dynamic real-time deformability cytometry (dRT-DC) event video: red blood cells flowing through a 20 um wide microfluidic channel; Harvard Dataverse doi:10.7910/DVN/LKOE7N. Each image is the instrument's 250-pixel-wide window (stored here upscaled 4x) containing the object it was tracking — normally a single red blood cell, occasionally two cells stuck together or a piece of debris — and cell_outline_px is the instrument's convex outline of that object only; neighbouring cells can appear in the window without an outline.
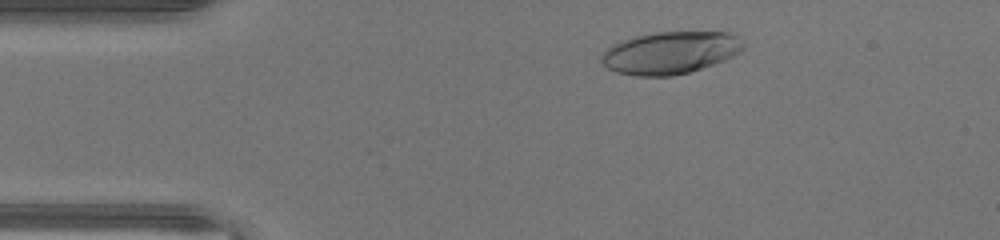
{"species": "human", "species_latin": "Homo sapiens", "temperature_condition": "warm", "stored_images_in_passage": 35, "camera_frame_rate_fps": 3000, "um_per_image_px": 0.085, "donor": {"sex": "male"}, "frame": {"image": 1, "passage_image": 5, "time_ms": 1.333, "image_size_px": [1000, 240], "cell_outline_px": [[744, 48], [740, 52], [724, 60], [688, 72], [672, 76], [636, 76], [616, 72], [608, 68], [600, 60], [600, 56], [612, 44], [636, 36], [656, 32], [728, 32], [736, 36], [744, 44]], "centroid_in_image_um": [56.96, 4.48], "position_along_channel_um": 28.0, "area_um2": 34.74}}
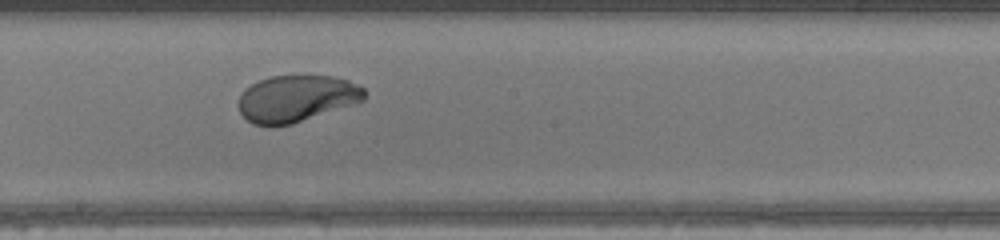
{"frame": {"image": 2, "passage_image": 22, "time_ms": 7.0, "image_size_px": [1000, 240], "cell_outline_px": [[364, 100], [292, 124], [252, 124], [240, 112], [240, 92], [244, 88], [260, 80], [272, 76], [332, 76], [348, 80], [364, 88]], "centroid_in_image_um": [25.19, 8.35], "position_along_channel_um": 223.0, "area_um2": 33.58}}
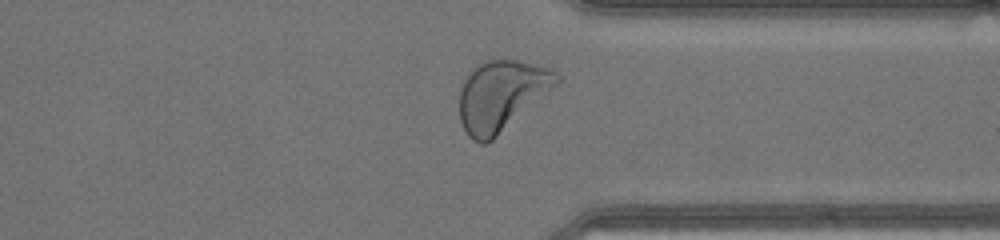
{"frame": {"image": 3, "passage_image": 32, "time_ms": 10.333, "image_size_px": [1000, 240], "cell_outline_px": [[564, 80], [492, 140], [484, 144], [480, 144], [472, 140], [468, 136], [460, 120], [460, 88], [468, 72], [476, 64], [488, 60], [516, 60], [548, 68], [564, 76]], "centroid_in_image_um": [42.64, 8.11], "position_along_channel_um": 368.8, "area_um2": 40.0}, "authors_computed_cell_mechanics": {"area_um2": 35.3158, "velocity_mm_per_s": 4.4398, "shape_relaxation_time_tau1_ms": 3.0436, "shape_relaxation_time_tau2_ms": 0.9463, "deformation_change_tau1": 0.2025, "deformation_change_tau2": 0.0598}}